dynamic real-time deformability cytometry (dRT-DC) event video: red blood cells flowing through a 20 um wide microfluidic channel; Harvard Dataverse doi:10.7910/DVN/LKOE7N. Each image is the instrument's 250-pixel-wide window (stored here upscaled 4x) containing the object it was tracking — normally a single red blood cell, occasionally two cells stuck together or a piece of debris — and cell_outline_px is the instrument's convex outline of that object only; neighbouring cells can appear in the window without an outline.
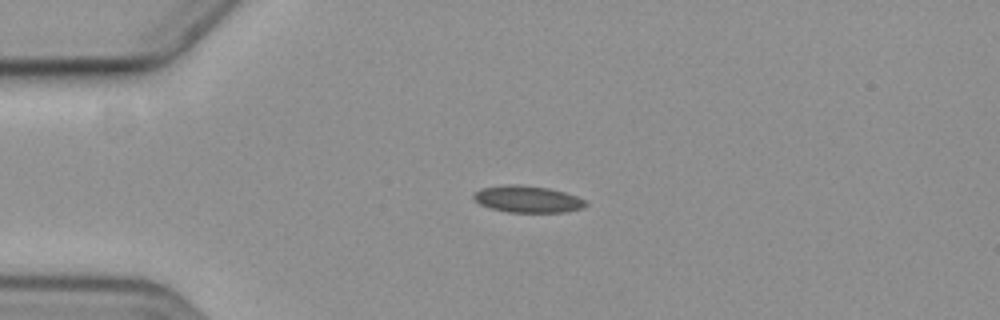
{"species": "common noctule bat (a hibernating species)", "species_latin": "Nyctalus noctula", "temperature_condition": "cold", "stored_images_in_passage": 6, "camera_frame_rate_fps": 3000, "um_per_image_px": 0.085, "animal": {"sex": "female", "body_mass_g": 19.3, "forearm_length_mm": 54.1}, "frame": {"image": 1, "passage_image": 4, "time_ms": 3.333, "image_size_px": [1000, 320], "cell_outline_px": [[588, 204], [584, 208], [568, 212], [508, 212], [488, 208], [480, 204], [472, 196], [480, 188], [508, 184], [520, 184], [548, 188], [564, 192], [576, 196], [584, 200]], "centroid_in_image_um": [44.85, 16.93], "position_along_channel_um": 40.2, "area_um2": 17.57}}
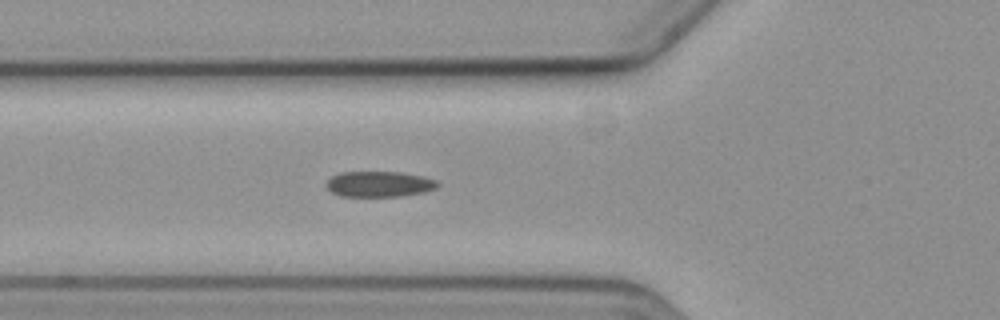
{"frame": {"image": 2, "passage_image": 6, "time_ms": 5.667, "image_size_px": [1000, 320], "cell_outline_px": [[440, 184], [436, 188], [424, 192], [400, 196], [340, 196], [332, 192], [328, 188], [328, 180], [332, 176], [340, 172], [400, 172], [424, 176], [436, 180]], "centroid_in_image_um": [32.27, 15.64], "position_along_channel_um": 93.5, "area_um2": 16.53}}